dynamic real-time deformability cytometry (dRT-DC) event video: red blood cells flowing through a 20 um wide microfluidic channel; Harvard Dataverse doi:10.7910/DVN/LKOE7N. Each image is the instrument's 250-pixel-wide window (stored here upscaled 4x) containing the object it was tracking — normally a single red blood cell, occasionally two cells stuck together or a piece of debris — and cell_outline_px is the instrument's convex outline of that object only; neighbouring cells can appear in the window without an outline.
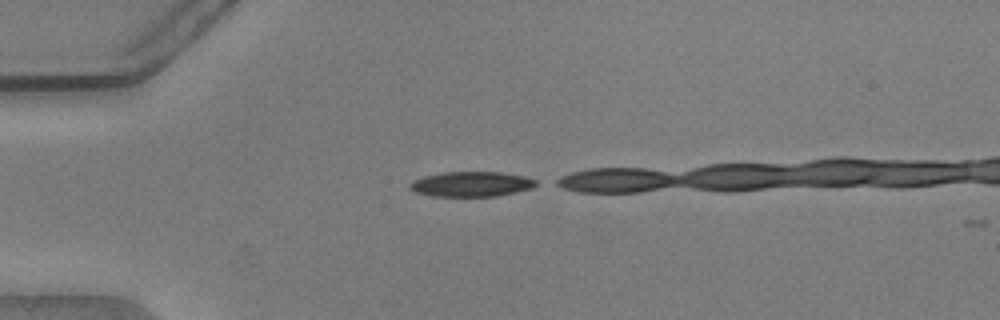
{"species": "common noctule bat (a hibernating species)", "species_latin": "Nyctalus noctula", "temperature_condition": "warm", "stored_images_in_passage": 3, "camera_frame_rate_fps": 3000, "um_per_image_px": 0.085, "animal": {"sex": "male", "body_mass_g": 20.5, "forearm_length_mm": 52.5}, "frame": {"image": 1, "passage_image": 1, "time_ms": 0.0, "image_size_px": [1000, 320], "cell_outline_px": [[540, 184], [532, 188], [516, 192], [496, 196], [432, 196], [416, 192], [408, 188], [408, 184], [412, 180], [424, 176], [444, 172], [500, 172], [524, 176], [536, 180]], "centroid_in_image_um": [40.06, 15.65], "position_along_channel_um": 44.9, "area_um2": 18.5}}